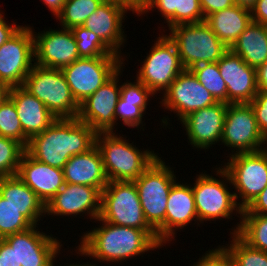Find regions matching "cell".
<instances>
[{
	"mask_svg": "<svg viewBox=\"0 0 267 266\" xmlns=\"http://www.w3.org/2000/svg\"><path fill=\"white\" fill-rule=\"evenodd\" d=\"M10 87L0 80V103L4 102L9 97Z\"/></svg>",
	"mask_w": 267,
	"mask_h": 266,
	"instance_id": "50",
	"label": "cell"
},
{
	"mask_svg": "<svg viewBox=\"0 0 267 266\" xmlns=\"http://www.w3.org/2000/svg\"><path fill=\"white\" fill-rule=\"evenodd\" d=\"M46 5L53 16H57L61 13L66 0H41Z\"/></svg>",
	"mask_w": 267,
	"mask_h": 266,
	"instance_id": "48",
	"label": "cell"
},
{
	"mask_svg": "<svg viewBox=\"0 0 267 266\" xmlns=\"http://www.w3.org/2000/svg\"><path fill=\"white\" fill-rule=\"evenodd\" d=\"M258 91H267V61L256 69Z\"/></svg>",
	"mask_w": 267,
	"mask_h": 266,
	"instance_id": "47",
	"label": "cell"
},
{
	"mask_svg": "<svg viewBox=\"0 0 267 266\" xmlns=\"http://www.w3.org/2000/svg\"><path fill=\"white\" fill-rule=\"evenodd\" d=\"M0 266H18L15 249L4 239H0Z\"/></svg>",
	"mask_w": 267,
	"mask_h": 266,
	"instance_id": "45",
	"label": "cell"
},
{
	"mask_svg": "<svg viewBox=\"0 0 267 266\" xmlns=\"http://www.w3.org/2000/svg\"><path fill=\"white\" fill-rule=\"evenodd\" d=\"M229 49L257 69L267 61V25L251 22Z\"/></svg>",
	"mask_w": 267,
	"mask_h": 266,
	"instance_id": "29",
	"label": "cell"
},
{
	"mask_svg": "<svg viewBox=\"0 0 267 266\" xmlns=\"http://www.w3.org/2000/svg\"><path fill=\"white\" fill-rule=\"evenodd\" d=\"M235 5L234 0H200V6L206 19L210 14Z\"/></svg>",
	"mask_w": 267,
	"mask_h": 266,
	"instance_id": "43",
	"label": "cell"
},
{
	"mask_svg": "<svg viewBox=\"0 0 267 266\" xmlns=\"http://www.w3.org/2000/svg\"><path fill=\"white\" fill-rule=\"evenodd\" d=\"M105 0H66L61 13L57 16L62 28L71 29L82 26L85 20L94 12Z\"/></svg>",
	"mask_w": 267,
	"mask_h": 266,
	"instance_id": "32",
	"label": "cell"
},
{
	"mask_svg": "<svg viewBox=\"0 0 267 266\" xmlns=\"http://www.w3.org/2000/svg\"><path fill=\"white\" fill-rule=\"evenodd\" d=\"M77 43L80 58L121 57L114 53L95 33L84 26L70 29Z\"/></svg>",
	"mask_w": 267,
	"mask_h": 266,
	"instance_id": "33",
	"label": "cell"
},
{
	"mask_svg": "<svg viewBox=\"0 0 267 266\" xmlns=\"http://www.w3.org/2000/svg\"><path fill=\"white\" fill-rule=\"evenodd\" d=\"M227 108V103L217 102L193 111L179 121L185 128L188 144L206 150L221 142Z\"/></svg>",
	"mask_w": 267,
	"mask_h": 266,
	"instance_id": "19",
	"label": "cell"
},
{
	"mask_svg": "<svg viewBox=\"0 0 267 266\" xmlns=\"http://www.w3.org/2000/svg\"><path fill=\"white\" fill-rule=\"evenodd\" d=\"M23 87L45 104L56 118H75L79 104L72 96L61 69L34 64Z\"/></svg>",
	"mask_w": 267,
	"mask_h": 266,
	"instance_id": "7",
	"label": "cell"
},
{
	"mask_svg": "<svg viewBox=\"0 0 267 266\" xmlns=\"http://www.w3.org/2000/svg\"><path fill=\"white\" fill-rule=\"evenodd\" d=\"M97 133L75 118H57L47 129L33 136L26 152L39 162L63 169L70 157L88 152L96 145Z\"/></svg>",
	"mask_w": 267,
	"mask_h": 266,
	"instance_id": "2",
	"label": "cell"
},
{
	"mask_svg": "<svg viewBox=\"0 0 267 266\" xmlns=\"http://www.w3.org/2000/svg\"><path fill=\"white\" fill-rule=\"evenodd\" d=\"M217 247L206 251L204 253L205 255L203 254L202 257L191 266H232L224 249L220 245Z\"/></svg>",
	"mask_w": 267,
	"mask_h": 266,
	"instance_id": "41",
	"label": "cell"
},
{
	"mask_svg": "<svg viewBox=\"0 0 267 266\" xmlns=\"http://www.w3.org/2000/svg\"><path fill=\"white\" fill-rule=\"evenodd\" d=\"M79 264H78V263ZM75 264L74 263H70V264H68V265H65L64 264V266H98L97 264H94V263H89V262H87V263H82V264H80V261H77ZM53 266H55V263H54V265ZM57 266H58V264H57ZM60 266H62V265H60Z\"/></svg>",
	"mask_w": 267,
	"mask_h": 266,
	"instance_id": "52",
	"label": "cell"
},
{
	"mask_svg": "<svg viewBox=\"0 0 267 266\" xmlns=\"http://www.w3.org/2000/svg\"><path fill=\"white\" fill-rule=\"evenodd\" d=\"M205 21L200 0H177V25Z\"/></svg>",
	"mask_w": 267,
	"mask_h": 266,
	"instance_id": "39",
	"label": "cell"
},
{
	"mask_svg": "<svg viewBox=\"0 0 267 266\" xmlns=\"http://www.w3.org/2000/svg\"><path fill=\"white\" fill-rule=\"evenodd\" d=\"M1 11V10H0ZM4 13L0 12V47L9 40L23 25H17L15 21L8 23Z\"/></svg>",
	"mask_w": 267,
	"mask_h": 266,
	"instance_id": "44",
	"label": "cell"
},
{
	"mask_svg": "<svg viewBox=\"0 0 267 266\" xmlns=\"http://www.w3.org/2000/svg\"><path fill=\"white\" fill-rule=\"evenodd\" d=\"M252 22L267 25V0H257L251 9Z\"/></svg>",
	"mask_w": 267,
	"mask_h": 266,
	"instance_id": "46",
	"label": "cell"
},
{
	"mask_svg": "<svg viewBox=\"0 0 267 266\" xmlns=\"http://www.w3.org/2000/svg\"><path fill=\"white\" fill-rule=\"evenodd\" d=\"M98 227L83 232L80 244L74 250L79 256L98 262L121 263L162 248L146 231L134 227L114 225L97 218Z\"/></svg>",
	"mask_w": 267,
	"mask_h": 266,
	"instance_id": "1",
	"label": "cell"
},
{
	"mask_svg": "<svg viewBox=\"0 0 267 266\" xmlns=\"http://www.w3.org/2000/svg\"><path fill=\"white\" fill-rule=\"evenodd\" d=\"M128 11L134 14L133 10L122 2L105 0L82 26L95 33L114 53L125 58L121 47L128 40L123 30Z\"/></svg>",
	"mask_w": 267,
	"mask_h": 266,
	"instance_id": "20",
	"label": "cell"
},
{
	"mask_svg": "<svg viewBox=\"0 0 267 266\" xmlns=\"http://www.w3.org/2000/svg\"><path fill=\"white\" fill-rule=\"evenodd\" d=\"M123 57L79 58L61 69L78 104L96 92L123 65Z\"/></svg>",
	"mask_w": 267,
	"mask_h": 266,
	"instance_id": "11",
	"label": "cell"
},
{
	"mask_svg": "<svg viewBox=\"0 0 267 266\" xmlns=\"http://www.w3.org/2000/svg\"><path fill=\"white\" fill-rule=\"evenodd\" d=\"M189 70L218 102L227 103V85L220 75L217 62L201 63Z\"/></svg>",
	"mask_w": 267,
	"mask_h": 266,
	"instance_id": "34",
	"label": "cell"
},
{
	"mask_svg": "<svg viewBox=\"0 0 267 266\" xmlns=\"http://www.w3.org/2000/svg\"><path fill=\"white\" fill-rule=\"evenodd\" d=\"M234 2L236 5L251 10L255 6L257 0H234Z\"/></svg>",
	"mask_w": 267,
	"mask_h": 266,
	"instance_id": "51",
	"label": "cell"
},
{
	"mask_svg": "<svg viewBox=\"0 0 267 266\" xmlns=\"http://www.w3.org/2000/svg\"><path fill=\"white\" fill-rule=\"evenodd\" d=\"M101 192L88 185L65 183L45 205V215L80 217L86 214L96 220L100 214Z\"/></svg>",
	"mask_w": 267,
	"mask_h": 266,
	"instance_id": "18",
	"label": "cell"
},
{
	"mask_svg": "<svg viewBox=\"0 0 267 266\" xmlns=\"http://www.w3.org/2000/svg\"><path fill=\"white\" fill-rule=\"evenodd\" d=\"M154 96L156 95L137 79L135 82H122L115 111V127L119 124V119L125 126L144 131L145 123L143 124L142 118L146 113L148 101Z\"/></svg>",
	"mask_w": 267,
	"mask_h": 266,
	"instance_id": "26",
	"label": "cell"
},
{
	"mask_svg": "<svg viewBox=\"0 0 267 266\" xmlns=\"http://www.w3.org/2000/svg\"><path fill=\"white\" fill-rule=\"evenodd\" d=\"M9 98L15 104L23 134L28 140L43 132L57 119L44 103L23 86L10 88Z\"/></svg>",
	"mask_w": 267,
	"mask_h": 266,
	"instance_id": "24",
	"label": "cell"
},
{
	"mask_svg": "<svg viewBox=\"0 0 267 266\" xmlns=\"http://www.w3.org/2000/svg\"><path fill=\"white\" fill-rule=\"evenodd\" d=\"M0 196L33 225H39L41 218L46 217L45 204L17 175L0 178Z\"/></svg>",
	"mask_w": 267,
	"mask_h": 266,
	"instance_id": "27",
	"label": "cell"
},
{
	"mask_svg": "<svg viewBox=\"0 0 267 266\" xmlns=\"http://www.w3.org/2000/svg\"><path fill=\"white\" fill-rule=\"evenodd\" d=\"M123 65L96 92L79 104L77 118L88 124L96 133H109L115 129V111L120 97Z\"/></svg>",
	"mask_w": 267,
	"mask_h": 266,
	"instance_id": "14",
	"label": "cell"
},
{
	"mask_svg": "<svg viewBox=\"0 0 267 266\" xmlns=\"http://www.w3.org/2000/svg\"><path fill=\"white\" fill-rule=\"evenodd\" d=\"M231 230L230 235L237 234L250 247L267 252V215L242 214Z\"/></svg>",
	"mask_w": 267,
	"mask_h": 266,
	"instance_id": "30",
	"label": "cell"
},
{
	"mask_svg": "<svg viewBox=\"0 0 267 266\" xmlns=\"http://www.w3.org/2000/svg\"><path fill=\"white\" fill-rule=\"evenodd\" d=\"M227 244L220 245L227 253L232 266H267V252L250 247L237 234ZM231 242V243H230Z\"/></svg>",
	"mask_w": 267,
	"mask_h": 266,
	"instance_id": "31",
	"label": "cell"
},
{
	"mask_svg": "<svg viewBox=\"0 0 267 266\" xmlns=\"http://www.w3.org/2000/svg\"><path fill=\"white\" fill-rule=\"evenodd\" d=\"M161 34V35H160ZM153 46L141 61V67L136 71V79L142 82L154 94L163 93L170 84L182 73L183 67L178 50L169 37L160 33Z\"/></svg>",
	"mask_w": 267,
	"mask_h": 266,
	"instance_id": "10",
	"label": "cell"
},
{
	"mask_svg": "<svg viewBox=\"0 0 267 266\" xmlns=\"http://www.w3.org/2000/svg\"><path fill=\"white\" fill-rule=\"evenodd\" d=\"M205 22L215 35L230 48L252 22L251 10L235 4L210 14Z\"/></svg>",
	"mask_w": 267,
	"mask_h": 266,
	"instance_id": "28",
	"label": "cell"
},
{
	"mask_svg": "<svg viewBox=\"0 0 267 266\" xmlns=\"http://www.w3.org/2000/svg\"><path fill=\"white\" fill-rule=\"evenodd\" d=\"M34 36L29 25L22 26L0 47V80L10 88L23 86L35 63Z\"/></svg>",
	"mask_w": 267,
	"mask_h": 266,
	"instance_id": "13",
	"label": "cell"
},
{
	"mask_svg": "<svg viewBox=\"0 0 267 266\" xmlns=\"http://www.w3.org/2000/svg\"><path fill=\"white\" fill-rule=\"evenodd\" d=\"M25 151L18 141L0 136V178L17 175Z\"/></svg>",
	"mask_w": 267,
	"mask_h": 266,
	"instance_id": "37",
	"label": "cell"
},
{
	"mask_svg": "<svg viewBox=\"0 0 267 266\" xmlns=\"http://www.w3.org/2000/svg\"><path fill=\"white\" fill-rule=\"evenodd\" d=\"M159 99L161 106L173 111L180 121L189 113L218 102L190 70L180 73Z\"/></svg>",
	"mask_w": 267,
	"mask_h": 266,
	"instance_id": "16",
	"label": "cell"
},
{
	"mask_svg": "<svg viewBox=\"0 0 267 266\" xmlns=\"http://www.w3.org/2000/svg\"><path fill=\"white\" fill-rule=\"evenodd\" d=\"M114 1L124 3L125 5L130 7L133 10V12L136 14L139 12L141 0H114Z\"/></svg>",
	"mask_w": 267,
	"mask_h": 266,
	"instance_id": "49",
	"label": "cell"
},
{
	"mask_svg": "<svg viewBox=\"0 0 267 266\" xmlns=\"http://www.w3.org/2000/svg\"><path fill=\"white\" fill-rule=\"evenodd\" d=\"M34 226L20 210L0 196V239L23 232Z\"/></svg>",
	"mask_w": 267,
	"mask_h": 266,
	"instance_id": "36",
	"label": "cell"
},
{
	"mask_svg": "<svg viewBox=\"0 0 267 266\" xmlns=\"http://www.w3.org/2000/svg\"><path fill=\"white\" fill-rule=\"evenodd\" d=\"M99 219L118 226L146 231L160 246H165L144 217L134 181H109L101 192Z\"/></svg>",
	"mask_w": 267,
	"mask_h": 266,
	"instance_id": "5",
	"label": "cell"
},
{
	"mask_svg": "<svg viewBox=\"0 0 267 266\" xmlns=\"http://www.w3.org/2000/svg\"><path fill=\"white\" fill-rule=\"evenodd\" d=\"M115 133L96 135L107 178L109 181H134L157 160L159 153L144 148L141 151L129 138Z\"/></svg>",
	"mask_w": 267,
	"mask_h": 266,
	"instance_id": "3",
	"label": "cell"
},
{
	"mask_svg": "<svg viewBox=\"0 0 267 266\" xmlns=\"http://www.w3.org/2000/svg\"><path fill=\"white\" fill-rule=\"evenodd\" d=\"M63 172L65 183L88 185L100 192L109 182L101 152L96 145L88 152L70 157Z\"/></svg>",
	"mask_w": 267,
	"mask_h": 266,
	"instance_id": "25",
	"label": "cell"
},
{
	"mask_svg": "<svg viewBox=\"0 0 267 266\" xmlns=\"http://www.w3.org/2000/svg\"><path fill=\"white\" fill-rule=\"evenodd\" d=\"M217 64L227 85V104L250 103L258 92L256 69L230 49Z\"/></svg>",
	"mask_w": 267,
	"mask_h": 266,
	"instance_id": "22",
	"label": "cell"
},
{
	"mask_svg": "<svg viewBox=\"0 0 267 266\" xmlns=\"http://www.w3.org/2000/svg\"><path fill=\"white\" fill-rule=\"evenodd\" d=\"M17 176L37 194L45 205L65 184L63 169L39 162L26 151L21 158Z\"/></svg>",
	"mask_w": 267,
	"mask_h": 266,
	"instance_id": "23",
	"label": "cell"
},
{
	"mask_svg": "<svg viewBox=\"0 0 267 266\" xmlns=\"http://www.w3.org/2000/svg\"><path fill=\"white\" fill-rule=\"evenodd\" d=\"M172 168L158 157L134 180L144 217L155 231L165 222L168 196L178 180Z\"/></svg>",
	"mask_w": 267,
	"mask_h": 266,
	"instance_id": "8",
	"label": "cell"
},
{
	"mask_svg": "<svg viewBox=\"0 0 267 266\" xmlns=\"http://www.w3.org/2000/svg\"><path fill=\"white\" fill-rule=\"evenodd\" d=\"M242 214L267 215V186L245 209H243Z\"/></svg>",
	"mask_w": 267,
	"mask_h": 266,
	"instance_id": "42",
	"label": "cell"
},
{
	"mask_svg": "<svg viewBox=\"0 0 267 266\" xmlns=\"http://www.w3.org/2000/svg\"><path fill=\"white\" fill-rule=\"evenodd\" d=\"M222 165L218 168L216 167L214 171L216 172L214 175L219 179L212 176V174L209 175L202 172L195 177L196 180L192 184L195 207L200 224L204 223V221H217L224 218L225 220L233 219L232 215L234 214H236L235 216L238 214L237 217L241 221L243 209L238 205L234 191H229L230 187L228 186L232 187V182Z\"/></svg>",
	"mask_w": 267,
	"mask_h": 266,
	"instance_id": "4",
	"label": "cell"
},
{
	"mask_svg": "<svg viewBox=\"0 0 267 266\" xmlns=\"http://www.w3.org/2000/svg\"><path fill=\"white\" fill-rule=\"evenodd\" d=\"M55 237L39 231L38 225H34L3 239L15 249L18 266H53L63 247Z\"/></svg>",
	"mask_w": 267,
	"mask_h": 266,
	"instance_id": "15",
	"label": "cell"
},
{
	"mask_svg": "<svg viewBox=\"0 0 267 266\" xmlns=\"http://www.w3.org/2000/svg\"><path fill=\"white\" fill-rule=\"evenodd\" d=\"M31 28L34 36L35 64L62 69L80 58L76 40L70 29L49 28L37 33Z\"/></svg>",
	"mask_w": 267,
	"mask_h": 266,
	"instance_id": "17",
	"label": "cell"
},
{
	"mask_svg": "<svg viewBox=\"0 0 267 266\" xmlns=\"http://www.w3.org/2000/svg\"><path fill=\"white\" fill-rule=\"evenodd\" d=\"M221 144L231 148L229 155L267 148V138L259 130L249 103L228 104Z\"/></svg>",
	"mask_w": 267,
	"mask_h": 266,
	"instance_id": "12",
	"label": "cell"
},
{
	"mask_svg": "<svg viewBox=\"0 0 267 266\" xmlns=\"http://www.w3.org/2000/svg\"><path fill=\"white\" fill-rule=\"evenodd\" d=\"M227 157L222 167L230 176L238 205L245 209L267 186V148Z\"/></svg>",
	"mask_w": 267,
	"mask_h": 266,
	"instance_id": "9",
	"label": "cell"
},
{
	"mask_svg": "<svg viewBox=\"0 0 267 266\" xmlns=\"http://www.w3.org/2000/svg\"><path fill=\"white\" fill-rule=\"evenodd\" d=\"M169 30L166 35L175 44L185 70L201 63L218 62L229 50L205 21L179 24Z\"/></svg>",
	"mask_w": 267,
	"mask_h": 266,
	"instance_id": "6",
	"label": "cell"
},
{
	"mask_svg": "<svg viewBox=\"0 0 267 266\" xmlns=\"http://www.w3.org/2000/svg\"><path fill=\"white\" fill-rule=\"evenodd\" d=\"M0 136L14 139L25 148L29 142L23 134L15 104L9 97L0 103Z\"/></svg>",
	"mask_w": 267,
	"mask_h": 266,
	"instance_id": "35",
	"label": "cell"
},
{
	"mask_svg": "<svg viewBox=\"0 0 267 266\" xmlns=\"http://www.w3.org/2000/svg\"><path fill=\"white\" fill-rule=\"evenodd\" d=\"M249 104L254 111L259 130L267 138V91H258Z\"/></svg>",
	"mask_w": 267,
	"mask_h": 266,
	"instance_id": "40",
	"label": "cell"
},
{
	"mask_svg": "<svg viewBox=\"0 0 267 266\" xmlns=\"http://www.w3.org/2000/svg\"><path fill=\"white\" fill-rule=\"evenodd\" d=\"M175 182L170 190L165 222L156 230L158 239L165 245L175 241L177 230L182 231L192 221L200 225L191 184ZM186 226V227H185Z\"/></svg>",
	"mask_w": 267,
	"mask_h": 266,
	"instance_id": "21",
	"label": "cell"
},
{
	"mask_svg": "<svg viewBox=\"0 0 267 266\" xmlns=\"http://www.w3.org/2000/svg\"><path fill=\"white\" fill-rule=\"evenodd\" d=\"M160 12L161 18L166 21L169 28L177 25V0H141L137 16L149 13V11Z\"/></svg>",
	"mask_w": 267,
	"mask_h": 266,
	"instance_id": "38",
	"label": "cell"
}]
</instances>
